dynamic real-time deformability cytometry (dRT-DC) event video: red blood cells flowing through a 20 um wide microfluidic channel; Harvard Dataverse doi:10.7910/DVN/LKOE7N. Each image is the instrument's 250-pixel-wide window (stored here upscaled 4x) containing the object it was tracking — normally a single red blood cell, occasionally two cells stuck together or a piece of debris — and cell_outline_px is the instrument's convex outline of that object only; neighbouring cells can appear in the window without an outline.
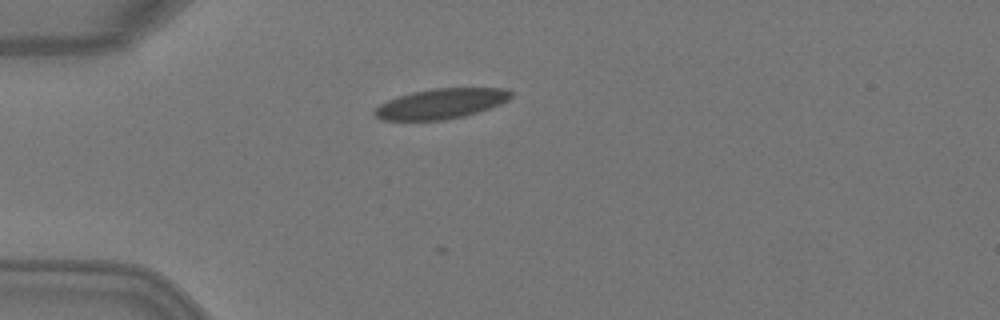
{"species": "Egyptian fruit bat (a non-hibernating species)", "species_latin": "Rousettus aegyptiacus", "temperature_condition": "warm", "stored_images_in_passage": 1, "camera_frame_rate_fps": 3000, "um_per_image_px": 0.085, "animal": {"sex": "female"}, "frame": {"image": 1, "passage_image": 1, "time_ms": 0.0, "image_size_px": [1000, 320], "cell_outline_px": [[512, 96], [508, 100], [500, 104], [464, 116], [444, 120], [380, 120], [372, 112], [380, 104], [388, 100], [412, 92], [432, 88], [508, 88], [512, 92]], "centroid_in_image_um": [37.49, 8.81], "position_along_channel_um": 47.5, "area_um2": 23.87}}